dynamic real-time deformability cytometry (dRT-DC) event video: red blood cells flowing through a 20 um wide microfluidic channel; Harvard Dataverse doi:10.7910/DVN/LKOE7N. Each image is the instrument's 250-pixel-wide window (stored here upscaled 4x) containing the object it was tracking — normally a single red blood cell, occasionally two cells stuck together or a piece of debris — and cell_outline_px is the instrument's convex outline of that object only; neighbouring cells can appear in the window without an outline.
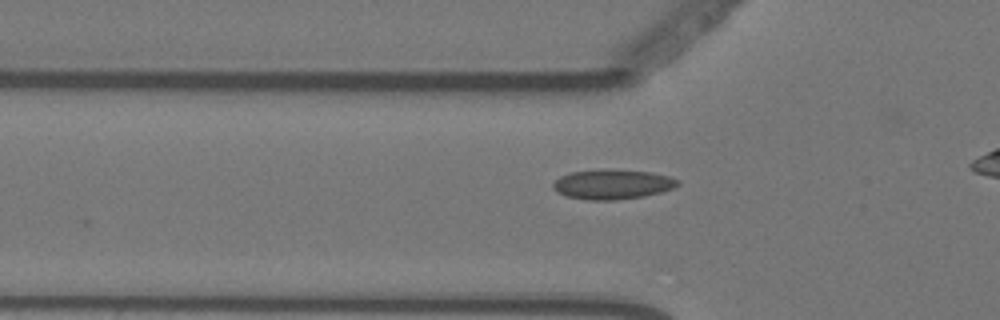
{"species": "Egyptian fruit bat (a non-hibernating species)", "species_latin": "Rousettus aegyptiacus", "temperature_condition": "warm", "stored_images_in_passage": 24, "camera_frame_rate_fps": 3000, "um_per_image_px": 0.085, "animal": {"sex": "female"}, "frame": {"image": 1, "passage_image": 4, "time_ms": 1.0, "image_size_px": [1000, 320], "cell_outline_px": [[680, 184], [672, 188], [660, 192], [644, 196], [616, 200], [588, 200], [568, 196], [556, 192], [552, 188], [552, 184], [560, 176], [572, 172], [652, 172], [668, 176], [680, 180]], "centroid_in_image_um": [52.07, 15.72], "position_along_channel_um": 73.7, "area_um2": 20.63}}
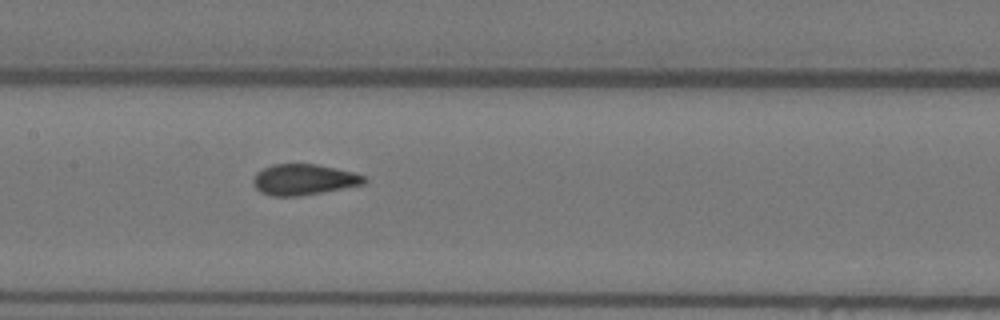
{"frame": {"image": 2, "passage_image": 13, "time_ms": 4.0, "image_size_px": [1000, 320], "cell_outline_px": [[368, 180], [364, 184], [300, 196], [272, 196], [260, 192], [252, 184], [252, 180], [256, 172], [272, 164], [316, 164], [336, 168], [352, 172], [364, 176]], "centroid_in_image_um": [25.79, 15.26], "position_along_channel_um": 181.6, "area_um2": 19.94}}
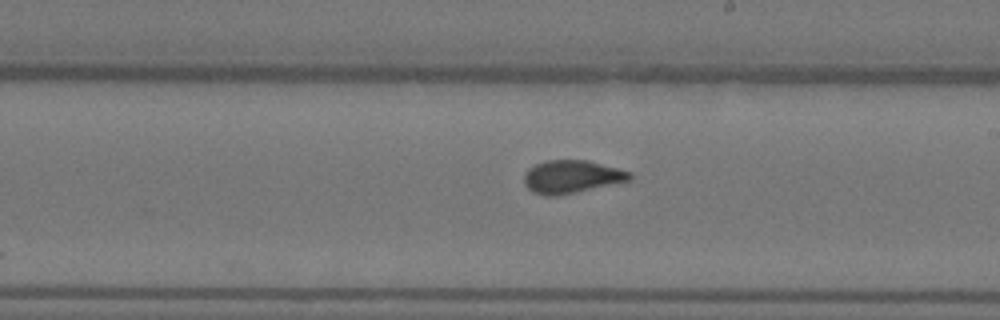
{"frame": {"image": 3, "passage_image": 18, "time_ms": 5.667, "image_size_px": [1000, 320], "cell_outline_px": [[632, 180], [576, 192], [556, 196], [544, 196], [532, 192], [524, 184], [524, 172], [528, 168], [536, 164], [548, 160], [588, 160], [632, 172]], "centroid_in_image_um": [48.58, 15.02], "position_along_channel_um": 240.4, "area_um2": 20.4}}